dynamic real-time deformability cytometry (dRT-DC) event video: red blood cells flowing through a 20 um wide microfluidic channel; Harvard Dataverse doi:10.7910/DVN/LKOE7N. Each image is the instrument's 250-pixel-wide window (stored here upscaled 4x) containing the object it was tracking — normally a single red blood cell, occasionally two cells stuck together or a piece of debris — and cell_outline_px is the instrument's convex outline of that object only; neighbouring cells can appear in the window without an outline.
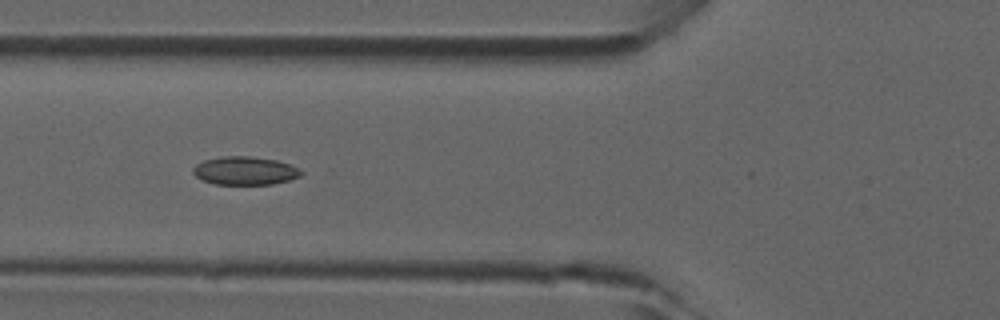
{"species": "common noctule bat (a hibernating species)", "species_latin": "Nyctalus noctula", "temperature_condition": "room temperature", "stored_images_in_passage": 36, "camera_frame_rate_fps": 3000, "um_per_image_px": 0.085, "animal": {"sex": "male", "forearm_length_mm": 52.5}, "frame": {"image": 1, "passage_image": 11, "time_ms": 3.333, "image_size_px": [1000, 320], "cell_outline_px": [[304, 172], [300, 176], [288, 180], [272, 184], [216, 184], [204, 180], [196, 176], [192, 172], [192, 168], [196, 164], [204, 160], [224, 156], [248, 156], [276, 160], [300, 168]], "centroid_in_image_um": [20.83, 14.51], "position_along_channel_um": 105.0, "area_um2": 17.69}}